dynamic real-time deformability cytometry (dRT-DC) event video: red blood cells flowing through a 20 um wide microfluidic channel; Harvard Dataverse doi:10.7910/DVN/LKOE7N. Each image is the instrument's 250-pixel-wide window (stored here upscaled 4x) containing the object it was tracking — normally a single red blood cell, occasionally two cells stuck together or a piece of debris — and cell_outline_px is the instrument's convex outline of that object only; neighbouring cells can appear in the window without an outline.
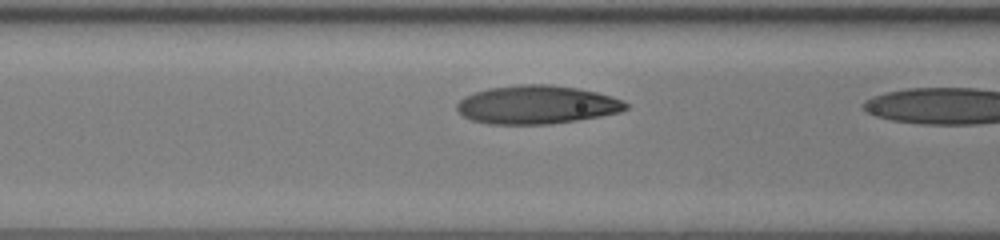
{"species": "human", "species_latin": "Homo sapiens", "temperature_condition": "room temperature", "stored_images_in_passage": 11, "camera_frame_rate_fps": 3000, "um_per_image_px": 0.085, "donor": {"sex": "female"}, "frame": {"image": 1, "passage_image": 10, "time_ms": 3.0, "image_size_px": [1000, 240], "cell_outline_px": [[628, 108], [620, 112], [600, 116], [576, 120], [548, 124], [488, 124], [472, 120], [464, 116], [456, 108], [456, 104], [464, 96], [488, 88], [520, 84], [552, 84], [576, 88], [596, 92], [612, 96], [624, 100], [628, 104]], "centroid_in_image_um": [45.64, 8.89], "position_along_channel_um": 121.0, "area_um2": 37.86}}